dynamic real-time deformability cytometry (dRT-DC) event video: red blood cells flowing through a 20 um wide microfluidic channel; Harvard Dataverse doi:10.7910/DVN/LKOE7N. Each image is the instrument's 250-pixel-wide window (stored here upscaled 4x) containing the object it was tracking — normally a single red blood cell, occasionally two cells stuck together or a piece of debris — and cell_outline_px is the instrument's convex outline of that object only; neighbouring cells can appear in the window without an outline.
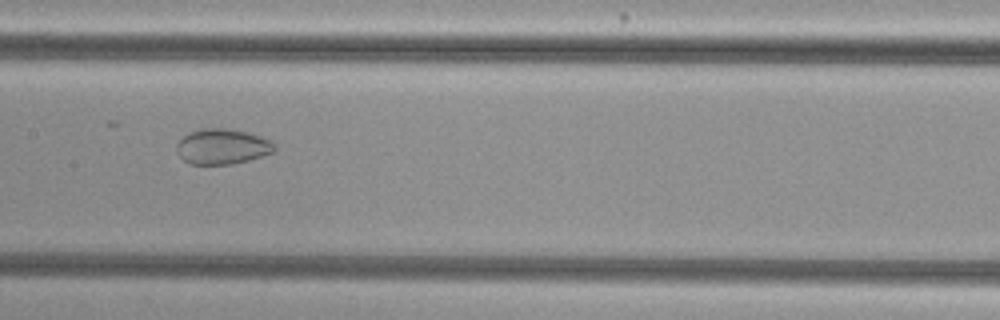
{"species": "common noctule bat (a hibernating species)", "species_latin": "Nyctalus noctula", "temperature_condition": "cold", "stored_images_in_passage": 42, "camera_frame_rate_fps": 3000, "um_per_image_px": 0.085, "animal": {"sex": "female", "body_mass_g": 29.2, "forearm_length_mm": 56.3}, "frame": {"image": 1, "passage_image": 22, "time_ms": 7.0, "image_size_px": [1000, 320], "cell_outline_px": [[276, 148], [272, 152], [248, 160], [228, 164], [192, 164], [184, 160], [176, 152], [176, 144], [184, 136], [200, 128], [228, 128], [248, 132], [272, 140], [276, 144]], "centroid_in_image_um": [18.9, 12.44], "position_along_channel_um": 188.5, "area_um2": 20.11}}
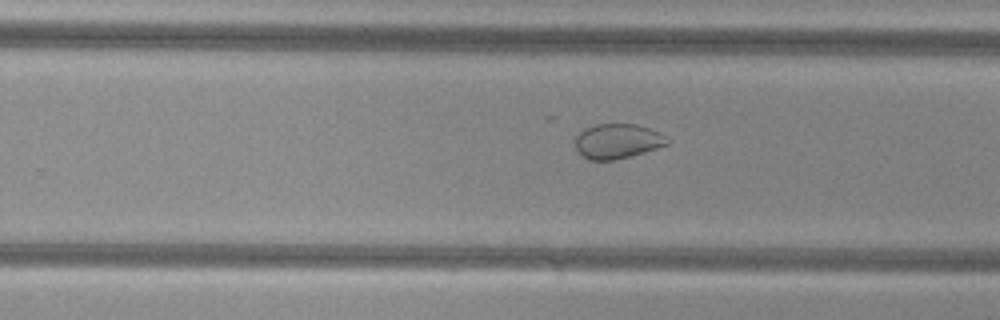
{"frame": {"image": 2, "passage_image": 29, "time_ms": 9.333, "image_size_px": [1000, 320], "cell_outline_px": [[672, 140], [668, 144], [644, 152], [616, 160], [588, 160], [580, 156], [576, 148], [576, 136], [584, 128], [596, 124], [636, 124], [660, 132]], "centroid_in_image_um": [52.48, 12.0], "position_along_channel_um": 277.3, "area_um2": 18.84}}
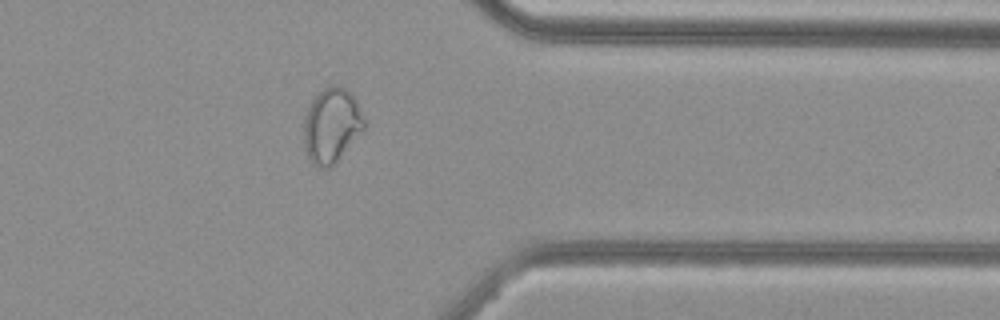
{"frame": {"image": 3, "passage_image": 38, "time_ms": 12.333, "image_size_px": [1000, 320], "cell_outline_px": [[368, 124], [336, 160], [328, 168], [320, 168], [312, 164], [308, 156], [304, 144], [304, 116], [312, 100], [328, 84], [336, 84], [348, 88], [352, 92]], "centroid_in_image_um": [28.2, 10.6], "position_along_channel_um": 383.2, "area_um2": 26.3}, "authors_computed_cell_mechanics": {"area_um2": 25.4898, "velocity_mm_per_s": 3.8157, "shape_relaxation_time_tau1_ms": null, "shape_relaxation_time_tau2_ms": 2.9647, "deformation_change_tau1": null, "deformation_change_tau2": 0.0697}}